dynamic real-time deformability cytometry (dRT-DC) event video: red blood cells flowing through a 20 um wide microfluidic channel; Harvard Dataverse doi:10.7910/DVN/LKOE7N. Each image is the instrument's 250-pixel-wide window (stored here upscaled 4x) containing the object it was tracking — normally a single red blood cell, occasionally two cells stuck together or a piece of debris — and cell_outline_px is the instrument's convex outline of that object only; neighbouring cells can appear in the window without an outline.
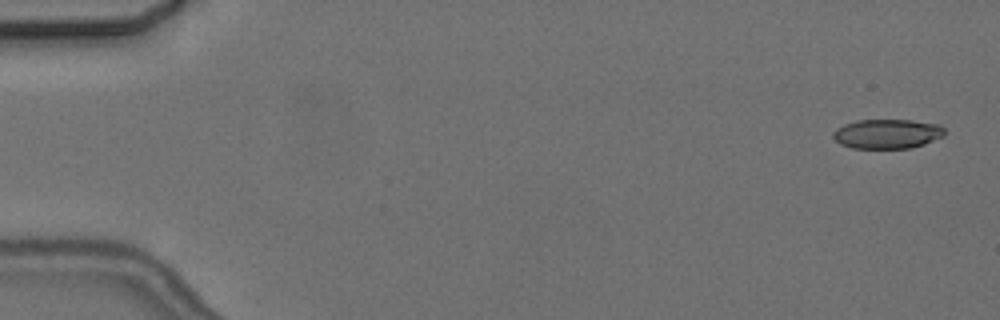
{"species": "common noctule bat (a hibernating species)", "species_latin": "Nyctalus noctula", "temperature_condition": "cold", "stored_images_in_passage": 4, "camera_frame_rate_fps": 3000, "um_per_image_px": 0.085, "animal": {"sex": "female", "body_mass_g": 24.6, "forearm_length_mm": 56.2}, "frame": {"image": 1, "passage_image": 1, "time_ms": 0.0, "image_size_px": [1000, 320], "cell_outline_px": [[944, 136], [924, 144], [912, 148], [852, 148], [840, 144], [832, 136], [832, 132], [836, 128], [844, 124], [856, 120], [912, 120], [940, 124], [944, 128]], "centroid_in_image_um": [75.41, 11.37], "position_along_channel_um": 9.6, "area_um2": 19.31}}